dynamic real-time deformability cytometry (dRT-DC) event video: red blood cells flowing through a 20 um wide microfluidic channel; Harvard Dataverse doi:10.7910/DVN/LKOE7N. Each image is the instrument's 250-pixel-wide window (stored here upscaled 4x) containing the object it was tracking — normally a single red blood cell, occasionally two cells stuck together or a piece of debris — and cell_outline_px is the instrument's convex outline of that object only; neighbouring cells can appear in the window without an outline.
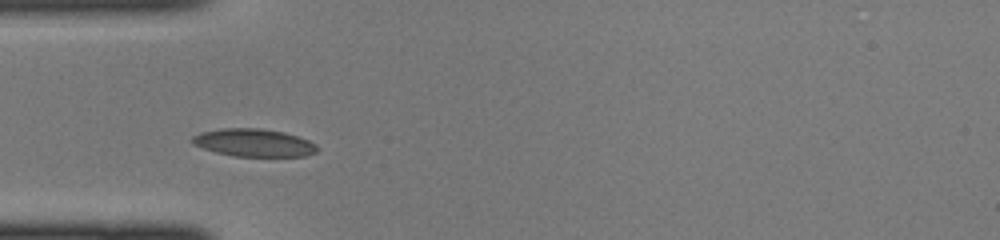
{"species": "common noctule bat (a hibernating species)", "species_latin": "Nyctalus noctula", "temperature_condition": "cold", "stored_images_in_passage": 32, "camera_frame_rate_fps": 3000, "um_per_image_px": 0.085, "animal": {"sex": "female", "body_mass_g": 22.0, "forearm_length_mm": 56.7}, "frame": {"image": 1, "passage_image": 1, "time_ms": 0.0, "image_size_px": [1000, 240], "cell_outline_px": [[320, 148], [316, 152], [304, 156], [232, 156], [216, 152], [192, 144], [192, 136], [200, 132], [220, 128], [260, 128], [284, 132], [308, 140], [316, 144]], "centroid_in_image_um": [21.57, 12.12], "position_along_channel_um": 63.4, "area_um2": 20.23}}
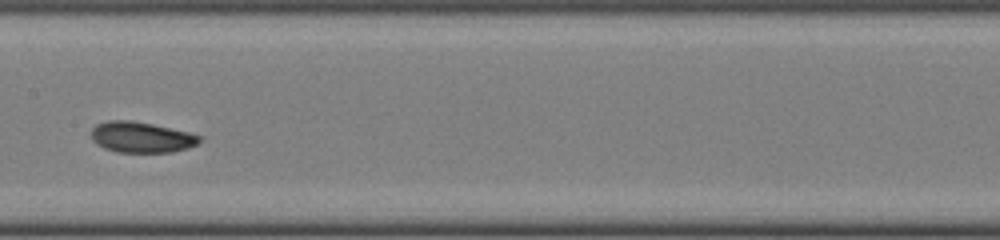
{"frame": {"image": 2, "passage_image": 10, "time_ms": 3.0, "image_size_px": [1000, 240], "cell_outline_px": [[200, 140], [196, 144], [188, 148], [172, 152], [116, 152], [104, 148], [96, 144], [92, 140], [92, 128], [96, 124], [108, 120], [128, 120], [152, 124], [188, 132], [200, 136]], "centroid_in_image_um": [11.97, 11.66], "position_along_channel_um": 195.4, "area_um2": 19.31}}
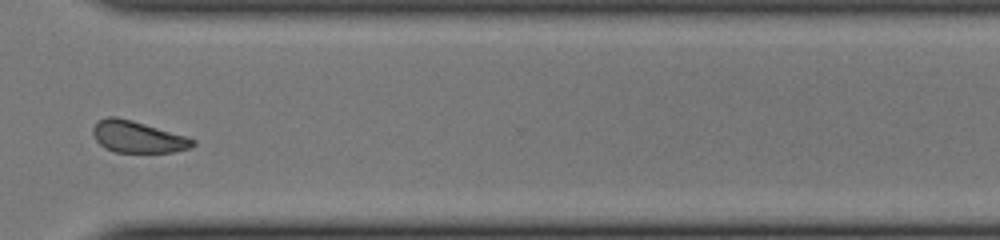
{"frame": {"image": 3, "passage_image": 21, "time_ms": 6.667, "image_size_px": [1000, 240], "cell_outline_px": [[196, 144], [192, 148], [172, 152], [116, 152], [104, 148], [96, 140], [92, 132], [92, 128], [100, 120], [108, 116], [116, 116], [132, 120], [188, 136], [196, 140]], "centroid_in_image_um": [11.74, 11.64], "position_along_channel_um": 358.9, "area_um2": 18.55}}